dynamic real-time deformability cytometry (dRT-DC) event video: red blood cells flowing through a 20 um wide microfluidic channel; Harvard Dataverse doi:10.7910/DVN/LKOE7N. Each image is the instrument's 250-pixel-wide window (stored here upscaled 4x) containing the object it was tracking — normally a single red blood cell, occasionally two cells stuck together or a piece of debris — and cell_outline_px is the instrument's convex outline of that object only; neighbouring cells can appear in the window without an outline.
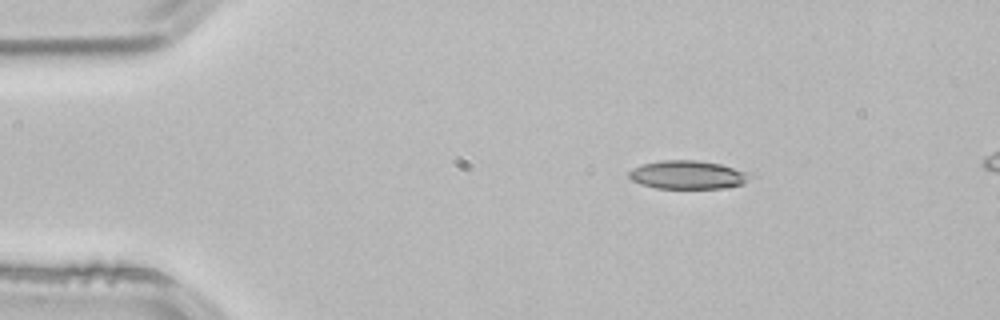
{"species": "common noctule bat (a hibernating species)", "species_latin": "Nyctalus noctula", "temperature_condition": "room temperature", "stored_images_in_passage": 3, "camera_frame_rate_fps": 3000, "um_per_image_px": 0.085, "animal": {"sex": "male", "body_mass_g": 21.5, "forearm_length_mm": 52.0}, "frame": {"image": 1, "passage_image": 1, "time_ms": 0.0, "image_size_px": [1000, 320], "cell_outline_px": [[756, 176], [740, 184], [720, 188], [656, 188], [640, 184], [632, 180], [628, 176], [628, 172], [632, 168], [644, 164], [664, 160], [696, 160], [720, 164], [752, 172]], "centroid_in_image_um": [58.5, 14.85], "position_along_channel_um": 26.5, "area_um2": 20.11}}